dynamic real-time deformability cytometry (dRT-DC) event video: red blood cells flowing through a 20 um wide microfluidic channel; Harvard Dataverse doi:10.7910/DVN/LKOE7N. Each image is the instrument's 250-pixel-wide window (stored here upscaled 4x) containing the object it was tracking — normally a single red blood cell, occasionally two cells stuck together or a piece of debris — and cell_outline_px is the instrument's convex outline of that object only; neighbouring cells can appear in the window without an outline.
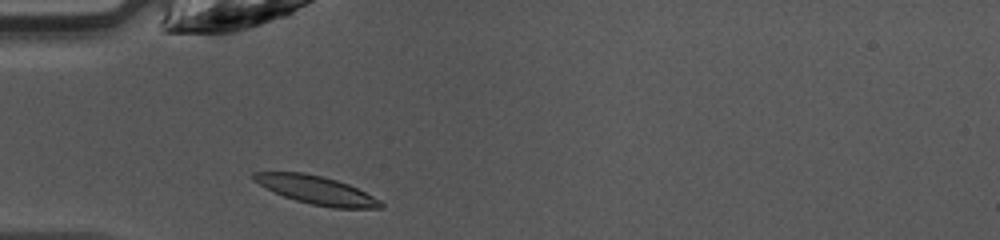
{"species": "common noctule bat (a hibernating species)", "species_latin": "Nyctalus noctula", "temperature_condition": "warm", "stored_images_in_passage": 34, "camera_frame_rate_fps": 3000, "um_per_image_px": 0.085, "animal": {"sex": "female", "body_mass_g": 10.0, "forearm_length_mm": 53.1}, "frame": {"image": 1, "passage_image": 1, "time_ms": 0.0, "image_size_px": [1000, 240], "cell_outline_px": [[384, 208], [332, 208], [312, 204], [296, 200], [284, 196], [252, 180], [252, 172], [304, 172], [336, 180], [348, 184], [380, 200], [384, 204]], "centroid_in_image_um": [26.91, 16.16], "position_along_channel_um": 58.1, "area_um2": 20.58}}
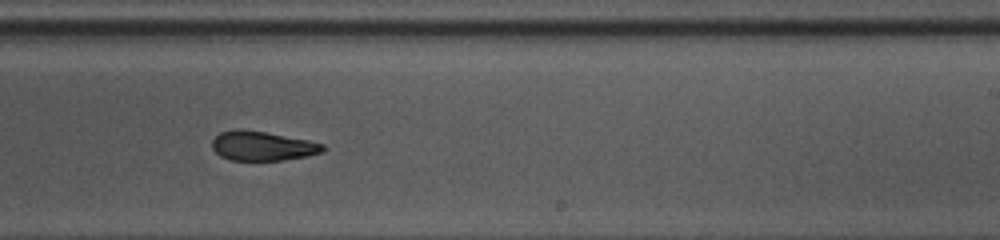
{"frame": {"image": 2, "passage_image": 16, "time_ms": 5.0, "image_size_px": [1000, 240], "cell_outline_px": [[328, 148], [320, 152], [308, 156], [284, 160], [232, 160], [220, 156], [212, 148], [212, 140], [220, 132], [236, 128], [264, 132], [308, 140], [324, 144]], "centroid_in_image_um": [22.3, 12.4], "position_along_channel_um": 266.7, "area_um2": 18.96}}
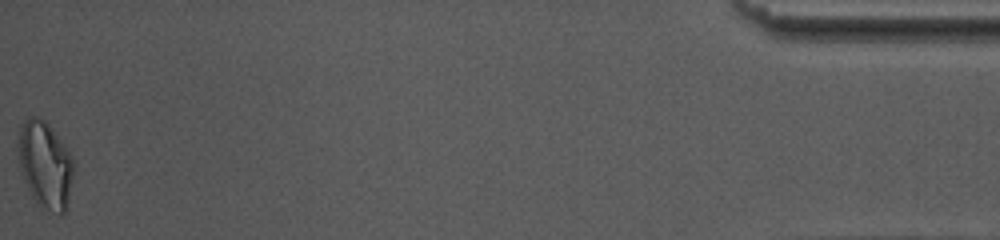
{"frame": {"image": 3, "passage_image": 34, "time_ms": 11.0, "image_size_px": [1000, 240], "cell_outline_px": [[76, 168], [68, 208], [64, 216], [60, 216], [40, 208], [32, 196], [24, 180], [20, 168], [20, 128], [24, 120], [28, 116], [36, 116], [44, 120], [48, 124], [72, 156], [76, 164]], "centroid_in_image_um": [3.92, 14.11], "position_along_channel_um": 431.3, "area_um2": 28.5}, "authors_computed_cell_mechanics": {"area_um2": 20.1433, "velocity_mm_per_s": 4.2493, "shape_relaxation_time_tau1_ms": null, "shape_relaxation_time_tau2_ms": 2.247, "deformation_change_tau1": null, "deformation_change_tau2": 0.0953}}